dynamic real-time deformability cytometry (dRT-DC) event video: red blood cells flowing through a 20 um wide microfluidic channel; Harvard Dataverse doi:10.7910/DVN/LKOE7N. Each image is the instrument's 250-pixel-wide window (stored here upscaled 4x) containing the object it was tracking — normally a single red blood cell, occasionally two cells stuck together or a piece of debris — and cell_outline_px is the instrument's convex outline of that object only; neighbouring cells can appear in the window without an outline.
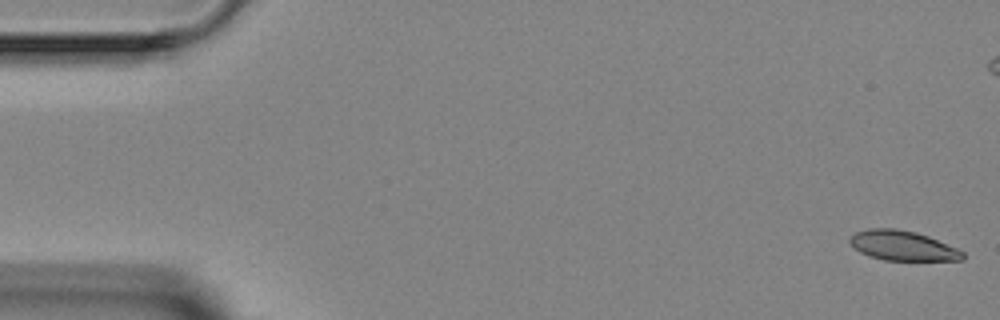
{"species": "Egyptian fruit bat (a non-hibernating species)", "species_latin": "Rousettus aegyptiacus", "temperature_condition": "room temperature", "stored_images_in_passage": 5, "camera_frame_rate_fps": 3000, "um_per_image_px": 0.085, "animal": {"sex": "female"}, "frame": {"image": 1, "passage_image": 1, "time_ms": 0.0, "image_size_px": [1000, 320], "cell_outline_px": [[964, 260], [884, 260], [868, 256], [860, 252], [848, 240], [856, 232], [868, 228], [896, 228], [916, 232], [928, 236], [956, 248], [964, 252]], "centroid_in_image_um": [76.72, 20.88], "position_along_channel_um": 8.3, "area_um2": 19.48}}